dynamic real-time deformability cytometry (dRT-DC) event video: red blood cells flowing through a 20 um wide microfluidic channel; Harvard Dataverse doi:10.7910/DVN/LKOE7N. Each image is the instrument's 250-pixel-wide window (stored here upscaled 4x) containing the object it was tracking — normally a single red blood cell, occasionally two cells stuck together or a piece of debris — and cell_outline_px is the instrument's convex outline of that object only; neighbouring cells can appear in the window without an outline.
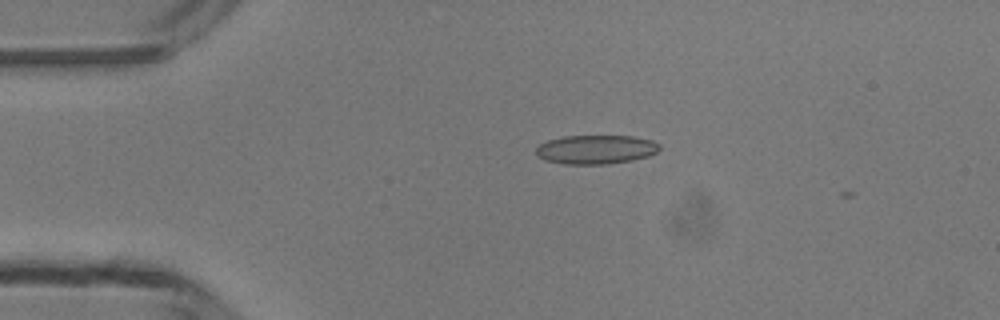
{"species": "common noctule bat (a hibernating species)", "species_latin": "Nyctalus noctula", "temperature_condition": "room temperature", "stored_images_in_passage": 3, "camera_frame_rate_fps": 3000, "um_per_image_px": 0.085, "animal": {"sex": "male", "body_mass_g": 13.3}, "frame": {"image": 1, "passage_image": 2, "time_ms": 0.333, "image_size_px": [1000, 320], "cell_outline_px": [[660, 148], [656, 152], [648, 156], [632, 160], [608, 164], [564, 164], [544, 160], [536, 156], [536, 148], [540, 144], [548, 140], [564, 136], [632, 136], [652, 140], [660, 144]], "centroid_in_image_um": [50.64, 12.71], "position_along_channel_um": 34.4, "area_um2": 20.92}}